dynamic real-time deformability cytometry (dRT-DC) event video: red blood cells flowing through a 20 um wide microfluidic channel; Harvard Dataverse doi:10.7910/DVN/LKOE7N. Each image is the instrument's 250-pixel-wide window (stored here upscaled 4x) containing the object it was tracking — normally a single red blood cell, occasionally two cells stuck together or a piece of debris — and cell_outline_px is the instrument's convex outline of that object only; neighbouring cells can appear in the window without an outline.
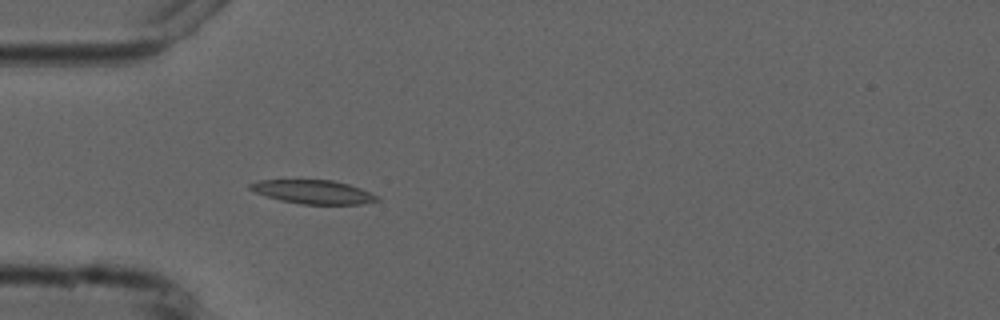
{"species": "common noctule bat (a hibernating species)", "species_latin": "Nyctalus noctula", "temperature_condition": "cold", "stored_images_in_passage": 5, "camera_frame_rate_fps": 3000, "um_per_image_px": 0.085, "animal": {"sex": "male", "forearm_length_mm": 52.5}, "frame": {"image": 1, "passage_image": 5, "time_ms": 4.333, "image_size_px": [1000, 320], "cell_outline_px": [[380, 200], [364, 204], [300, 204], [280, 200], [256, 192], [248, 188], [248, 184], [260, 180], [332, 180], [348, 184], [360, 188], [380, 196]], "centroid_in_image_um": [26.66, 16.31], "position_along_channel_um": 58.3, "area_um2": 17.51}}